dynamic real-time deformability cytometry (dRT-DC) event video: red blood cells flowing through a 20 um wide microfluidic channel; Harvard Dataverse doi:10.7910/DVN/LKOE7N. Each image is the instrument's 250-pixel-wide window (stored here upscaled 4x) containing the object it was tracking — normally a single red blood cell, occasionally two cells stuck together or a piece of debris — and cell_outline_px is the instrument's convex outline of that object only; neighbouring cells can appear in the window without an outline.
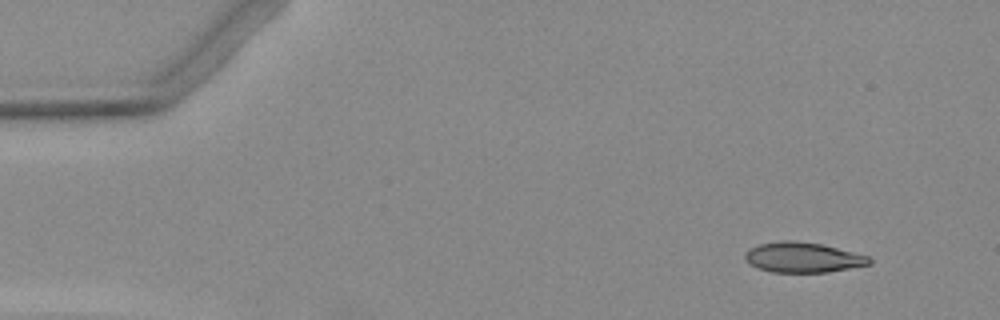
{"species": "Egyptian fruit bat (a non-hibernating species)", "species_latin": "Rousettus aegyptiacus", "temperature_condition": "warm", "stored_images_in_passage": 5, "camera_frame_rate_fps": 3000, "um_per_image_px": 0.085, "animal": {"sex": "female"}, "frame": {"image": 1, "passage_image": 2, "time_ms": 1.333, "image_size_px": [1000, 320], "cell_outline_px": [[872, 264], [828, 272], [772, 272], [760, 268], [752, 264], [744, 256], [744, 252], [760, 244], [780, 240], [796, 240], [820, 244], [868, 256], [872, 260]], "centroid_in_image_um": [68.27, 21.87], "position_along_channel_um": 16.7, "area_um2": 21.56}}
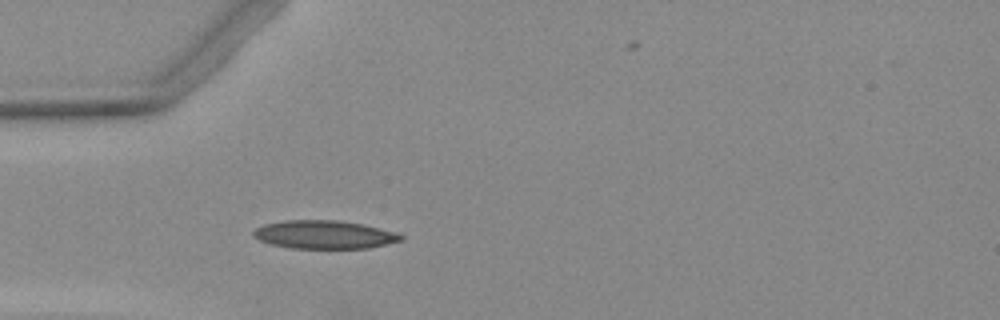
{"frame": {"image": 2, "passage_image": 5, "time_ms": 5.0, "image_size_px": [1000, 320], "cell_outline_px": [[404, 240], [368, 248], [292, 248], [272, 244], [260, 240], [252, 236], [252, 232], [256, 228], [264, 224], [284, 220], [336, 220], [360, 224], [396, 232], [404, 236]], "centroid_in_image_um": [27.55, 19.94], "position_along_channel_um": 57.4, "area_um2": 24.16}}